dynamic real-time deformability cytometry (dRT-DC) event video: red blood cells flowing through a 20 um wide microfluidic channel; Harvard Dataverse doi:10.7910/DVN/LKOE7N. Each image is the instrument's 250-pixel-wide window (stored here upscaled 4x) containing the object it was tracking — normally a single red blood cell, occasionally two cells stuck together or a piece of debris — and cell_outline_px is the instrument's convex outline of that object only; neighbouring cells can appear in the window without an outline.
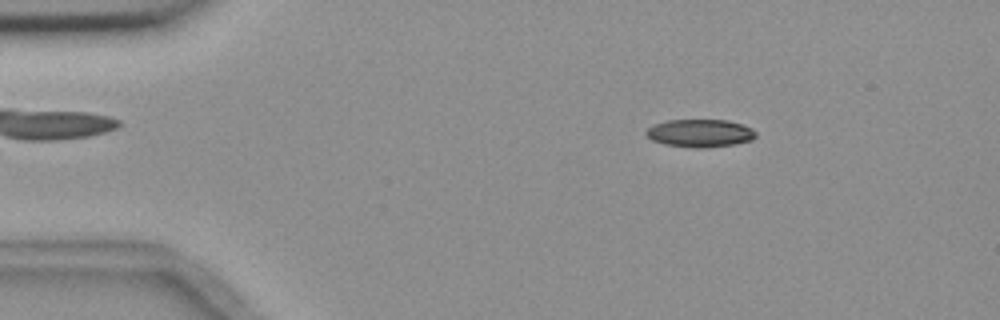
{"species": "common noctule bat (a hibernating species)", "species_latin": "Nyctalus noctula", "temperature_condition": "room temperature", "stored_images_in_passage": 5, "camera_frame_rate_fps": 3000, "um_per_image_px": 0.085, "animal": {"sex": "female", "body_mass_g": 18.4}, "frame": {"image": 1, "passage_image": 5, "time_ms": 4.667, "image_size_px": [1000, 320], "cell_outline_px": [[756, 136], [752, 140], [732, 144], [704, 148], [696, 148], [664, 144], [652, 140], [644, 132], [648, 128], [656, 124], [668, 120], [724, 120], [740, 124], [752, 128], [756, 132]], "centroid_in_image_um": [59.5, 11.32], "position_along_channel_um": 25.5, "area_um2": 17.57}}